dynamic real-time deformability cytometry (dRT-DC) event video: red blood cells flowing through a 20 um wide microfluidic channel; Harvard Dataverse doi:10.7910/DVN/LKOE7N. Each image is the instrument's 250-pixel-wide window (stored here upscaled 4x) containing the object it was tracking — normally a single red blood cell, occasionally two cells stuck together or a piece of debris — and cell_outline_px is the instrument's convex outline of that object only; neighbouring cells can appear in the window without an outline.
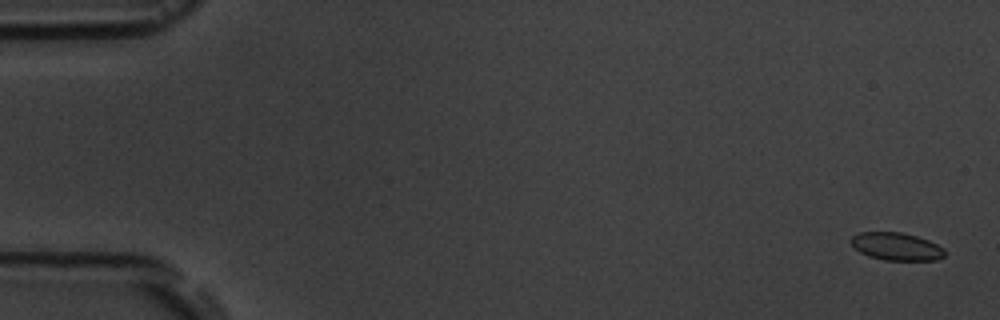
{"species": "common noctule bat (a hibernating species)", "species_latin": "Nyctalus noctula", "temperature_condition": "room temperature", "stored_images_in_passage": 6, "camera_frame_rate_fps": 3000, "um_per_image_px": 0.085, "animal": {"sex": "male", "body_mass_g": 19.5, "forearm_length_mm": 54.6}, "frame": {"image": 1, "passage_image": 1, "time_ms": 0.0, "image_size_px": [1000, 320], "cell_outline_px": [[948, 252], [944, 256], [936, 260], [884, 260], [868, 256], [860, 252], [848, 240], [852, 236], [860, 232], [900, 232], [916, 236], [928, 240], [944, 248]], "centroid_in_image_um": [76.2, 20.95], "position_along_channel_um": 8.8, "area_um2": 15.2}}
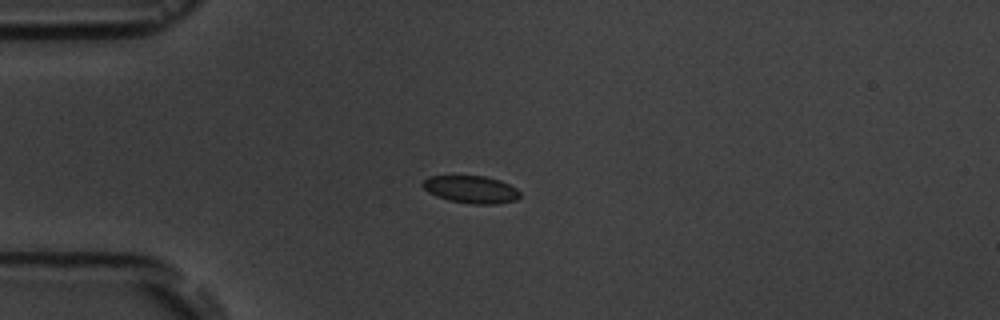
{"frame": {"image": 2, "passage_image": 4, "time_ms": 4.333, "image_size_px": [1000, 320], "cell_outline_px": [[520, 196], [516, 200], [496, 204], [472, 204], [448, 200], [436, 196], [428, 192], [420, 184], [428, 176], [484, 176], [500, 180], [516, 188], [520, 192]], "centroid_in_image_um": [40.03, 16.1], "position_along_channel_um": 45.0, "area_um2": 15.61}}
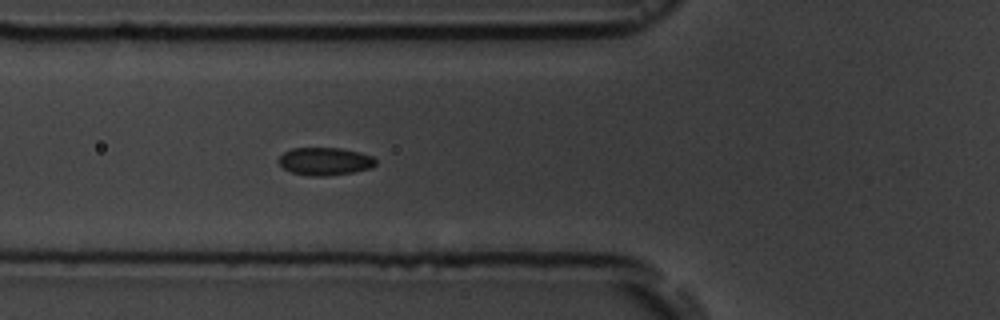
{"frame": {"image": 3, "passage_image": 6, "time_ms": 6.333, "image_size_px": [1000, 320], "cell_outline_px": [[376, 164], [372, 168], [352, 172], [324, 176], [308, 176], [292, 172], [284, 168], [276, 160], [284, 152], [292, 148], [340, 148], [360, 152], [372, 156], [376, 160]], "centroid_in_image_um": [27.62, 13.71], "position_along_channel_um": 98.2, "area_um2": 15.72}}